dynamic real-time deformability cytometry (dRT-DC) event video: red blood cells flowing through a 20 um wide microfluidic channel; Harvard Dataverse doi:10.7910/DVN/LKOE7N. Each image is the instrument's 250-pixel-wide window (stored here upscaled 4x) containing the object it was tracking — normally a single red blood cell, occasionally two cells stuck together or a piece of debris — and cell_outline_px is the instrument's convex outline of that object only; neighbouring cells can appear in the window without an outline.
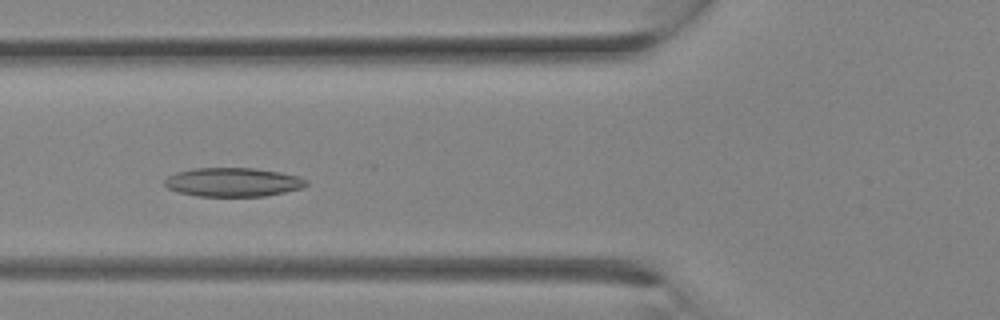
{"species": "Egyptian fruit bat (a non-hibernating species)", "species_latin": "Rousettus aegyptiacus", "temperature_condition": "room temperature", "stored_images_in_passage": 14, "camera_frame_rate_fps": 3000, "um_per_image_px": 0.085, "animal": {"sex": "female"}, "frame": {"image": 1, "passage_image": 4, "time_ms": 1.0, "image_size_px": [1000, 320], "cell_outline_px": [[308, 184], [304, 188], [264, 196], [196, 196], [176, 192], [168, 188], [164, 184], [164, 180], [168, 176], [176, 172], [192, 168], [252, 168], [280, 172], [296, 176], [308, 180]], "centroid_in_image_um": [19.78, 15.48], "position_along_channel_um": 106.0, "area_um2": 23.93}}
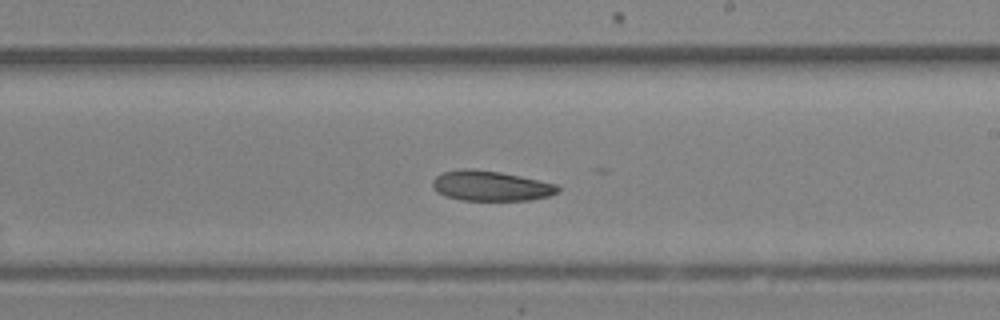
{"frame": {"image": 2, "passage_image": 10, "time_ms": 3.0, "image_size_px": [1000, 320], "cell_outline_px": [[560, 192], [548, 196], [532, 200], [460, 200], [444, 196], [436, 192], [432, 188], [432, 180], [436, 176], [444, 172], [464, 168], [468, 168], [500, 172], [520, 176], [556, 184], [560, 188]], "centroid_in_image_um": [41.69, 15.8], "position_along_channel_um": 247.3, "area_um2": 22.08}}
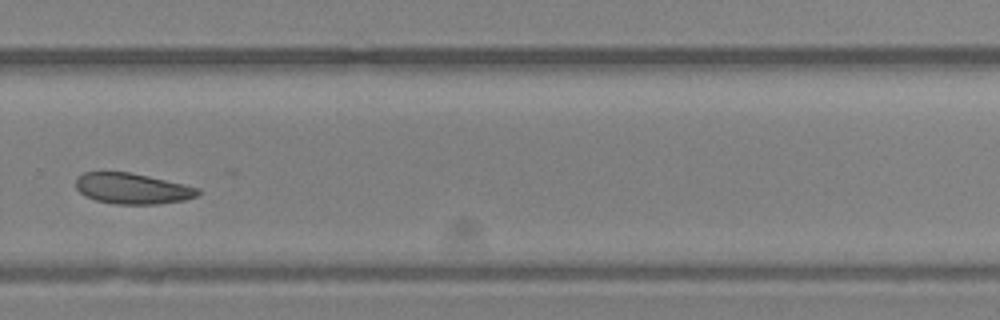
{"frame": {"image": 3, "passage_image": 13, "time_ms": 4.0, "image_size_px": [1000, 320], "cell_outline_px": [[200, 192], [196, 196], [184, 200], [160, 204], [116, 204], [96, 200], [84, 196], [76, 188], [76, 176], [84, 172], [128, 172], [148, 176], [200, 188]], "centroid_in_image_um": [11.22, 16.03], "position_along_channel_um": 318.6, "area_um2": 21.85}}